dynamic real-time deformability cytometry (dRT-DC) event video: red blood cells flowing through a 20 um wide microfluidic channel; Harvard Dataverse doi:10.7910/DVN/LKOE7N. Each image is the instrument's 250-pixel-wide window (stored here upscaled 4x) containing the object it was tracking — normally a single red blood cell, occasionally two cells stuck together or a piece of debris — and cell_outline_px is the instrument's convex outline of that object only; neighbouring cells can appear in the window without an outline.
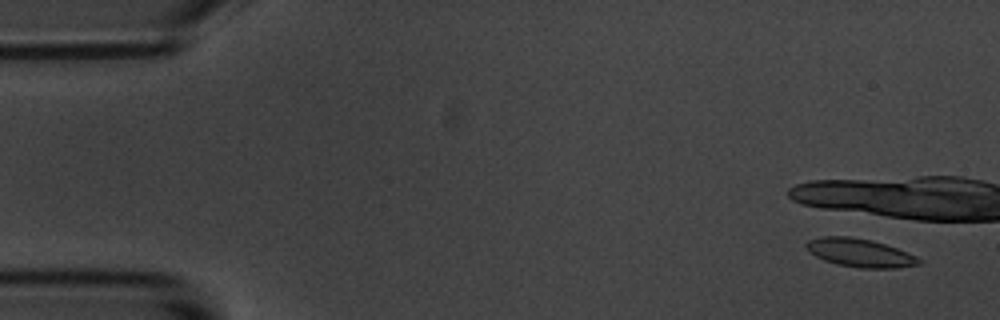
{"species": "common noctule bat (a hibernating species)", "species_latin": "Nyctalus noctula", "temperature_condition": "room temperature", "stored_images_in_passage": 4, "camera_frame_rate_fps": 3000, "um_per_image_px": 0.085, "animal": {"sex": "male", "body_mass_g": 20.1, "forearm_length_mm": 53.5}, "frame": {"image": 1, "passage_image": 1, "time_ms": 0.0, "image_size_px": [1000, 320], "cell_outline_px": [[920, 264], [896, 268], [860, 268], [836, 264], [824, 260], [816, 256], [804, 244], [808, 240], [820, 236], [852, 236], [872, 240], [896, 248], [916, 256], [920, 260]], "centroid_in_image_um": [73.07, 21.48], "position_along_channel_um": 11.9, "area_um2": 18.5}}